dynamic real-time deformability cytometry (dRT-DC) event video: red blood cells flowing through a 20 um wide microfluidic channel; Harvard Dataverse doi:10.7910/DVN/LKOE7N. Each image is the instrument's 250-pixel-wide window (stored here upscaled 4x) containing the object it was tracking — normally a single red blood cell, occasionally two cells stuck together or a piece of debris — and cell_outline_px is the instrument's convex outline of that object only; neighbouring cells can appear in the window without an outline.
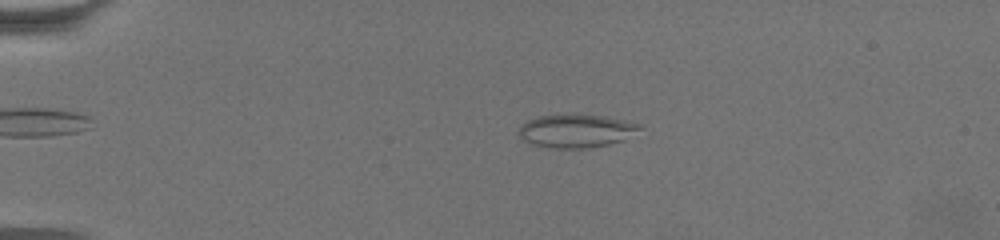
{"species": "common noctule bat (a hibernating species)", "species_latin": "Nyctalus noctula", "temperature_condition": "warm", "stored_images_in_passage": 62, "camera_frame_rate_fps": 3000, "um_per_image_px": 0.085, "animal": {"sex": "female", "body_mass_g": 19.5, "forearm_length_mm": 54.1}, "frame": {"image": 1, "passage_image": 14, "time_ms": 4.333, "image_size_px": [1000, 240], "cell_outline_px": [[644, 124], [640, 128], [624, 140], [608, 144], [584, 148], [556, 148], [528, 144], [520, 136], [520, 128], [528, 120], [536, 116], [604, 116]], "centroid_in_image_um": [48.99, 11.15], "position_along_channel_um": 36.0, "area_um2": 22.77}}
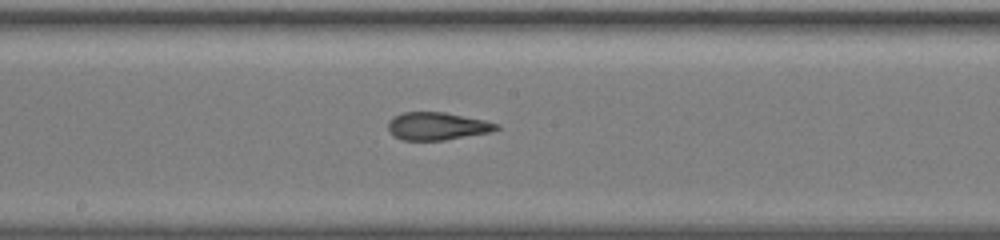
{"frame": {"image": 2, "passage_image": 35, "time_ms": 11.333, "image_size_px": [1000, 240], "cell_outline_px": [[500, 128], [492, 132], [444, 140], [400, 140], [392, 136], [388, 128], [388, 120], [392, 116], [404, 112], [444, 112], [484, 120], [500, 124]], "centroid_in_image_um": [37.14, 10.72], "position_along_channel_um": 211.1, "area_um2": 17.69}}
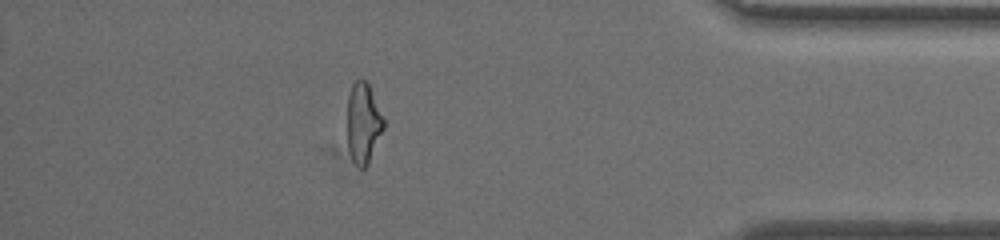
{"frame": {"image": 3, "passage_image": 55, "time_ms": 18.0, "image_size_px": [1000, 240], "cell_outline_px": [[384, 128], [368, 164], [364, 168], [360, 168], [352, 160], [348, 148], [348, 96], [352, 84], [356, 80], [364, 80], [368, 84], [384, 120]], "centroid_in_image_um": [30.87, 10.49], "position_along_channel_um": 404.3, "area_um2": 16.7}, "authors_computed_cell_mechanics": {"area_um2": 18.1781, "velocity_mm_per_s": 3.3935, "shape_relaxation_time_tau1_ms": null, "shape_relaxation_time_tau2_ms": 1.7627, "deformation_change_tau1": null, "deformation_change_tau2": 0.1187}}